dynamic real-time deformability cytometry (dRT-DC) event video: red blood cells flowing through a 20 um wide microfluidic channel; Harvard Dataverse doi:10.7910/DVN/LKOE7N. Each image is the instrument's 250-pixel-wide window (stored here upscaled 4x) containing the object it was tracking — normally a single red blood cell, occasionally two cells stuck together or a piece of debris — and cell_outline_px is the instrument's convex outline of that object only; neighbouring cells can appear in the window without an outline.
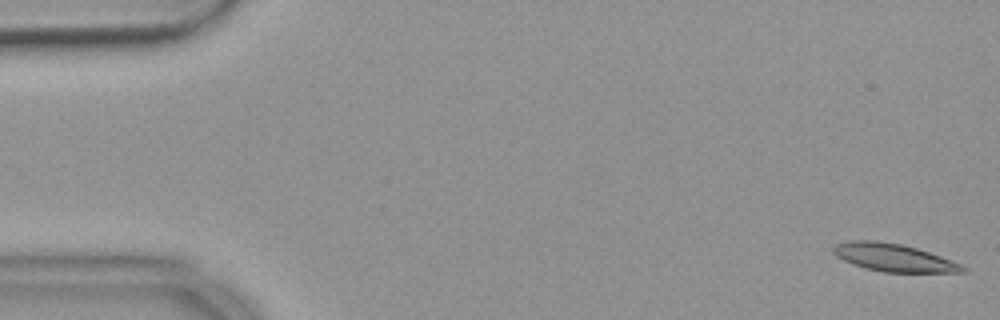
{"species": "common noctule bat (a hibernating species)", "species_latin": "Nyctalus noctula", "temperature_condition": "warm", "stored_images_in_passage": 55, "camera_frame_rate_fps": 3000, "um_per_image_px": 0.085, "animal": {"sex": "female", "body_mass_g": 18.4}, "frame": {"image": 1, "passage_image": 1, "time_ms": 0.0, "image_size_px": [1000, 320], "cell_outline_px": [[968, 272], [884, 272], [864, 268], [844, 260], [836, 256], [832, 252], [832, 248], [836, 244], [852, 240], [872, 240], [900, 244], [916, 248], [940, 256], [960, 264], [968, 268]], "centroid_in_image_um": [75.95, 21.9], "position_along_channel_um": 9.1, "area_um2": 20.69}}
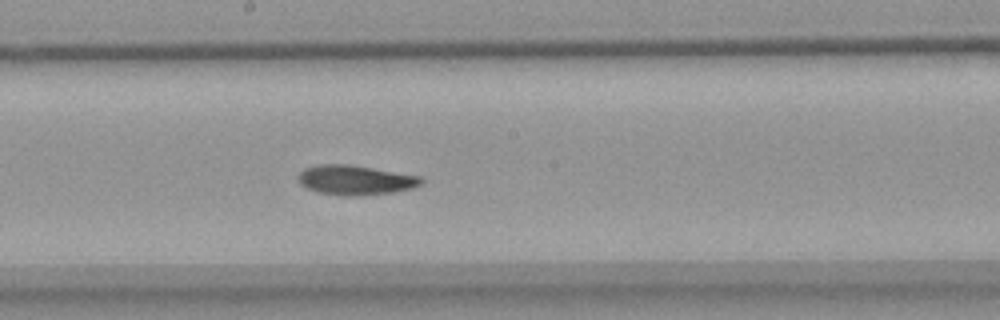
{"frame": {"image": 2, "passage_image": 29, "time_ms": 9.333, "image_size_px": [1000, 320], "cell_outline_px": [[424, 180], [420, 184], [412, 188], [392, 192], [360, 196], [344, 196], [316, 192], [300, 184], [296, 176], [304, 168], [316, 164], [348, 164], [420, 176]], "centroid_in_image_um": [30.15, 15.3], "position_along_channel_um": 218.1, "area_um2": 21.33}}
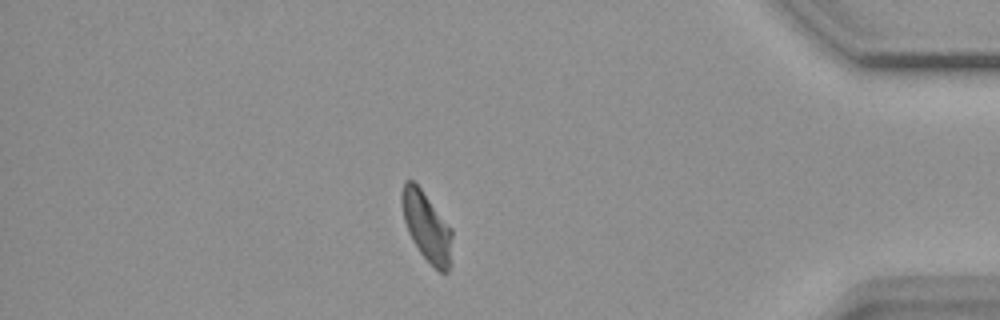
{"frame": {"image": 3, "passage_image": 47, "time_ms": 15.333, "image_size_px": [1000, 320], "cell_outline_px": [[452, 264], [448, 272], [440, 272], [420, 252], [412, 240], [408, 232], [404, 220], [400, 200], [400, 196], [404, 180], [412, 180], [420, 188], [452, 228]], "centroid_in_image_um": [36.28, 19.27], "position_along_channel_um": 398.9, "area_um2": 20.4}, "authors_computed_cell_mechanics": {"area_um2": 20.7502, "velocity_mm_per_s": 3.6634, "shape_relaxation_time_tau1_ms": null, "shape_relaxation_time_tau2_ms": 2.8385, "deformation_change_tau1": null, "deformation_change_tau2": 0.0806}}